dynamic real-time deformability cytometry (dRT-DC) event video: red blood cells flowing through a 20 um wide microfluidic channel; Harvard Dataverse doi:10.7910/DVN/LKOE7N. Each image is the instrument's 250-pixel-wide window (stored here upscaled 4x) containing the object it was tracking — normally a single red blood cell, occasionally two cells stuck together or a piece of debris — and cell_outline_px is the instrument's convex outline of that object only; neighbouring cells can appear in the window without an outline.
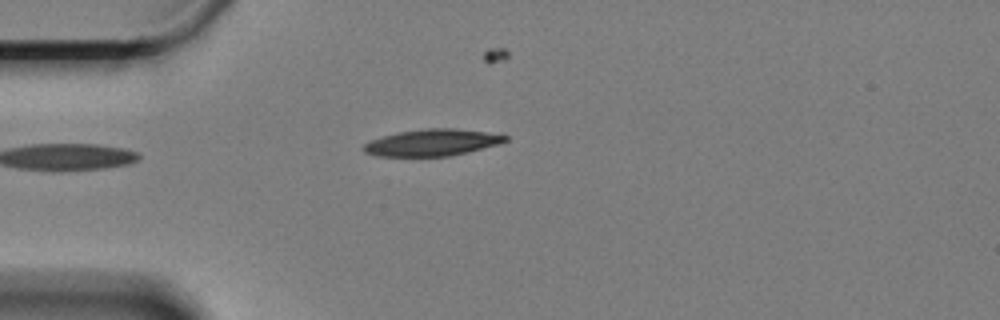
{"species": "Egyptian fruit bat (a non-hibernating species)", "species_latin": "Rousettus aegyptiacus", "temperature_condition": "cold", "stored_images_in_passage": 7, "camera_frame_rate_fps": 3000, "um_per_image_px": 0.085, "animal": {"sex": "female"}, "frame": {"image": 1, "passage_image": 1, "time_ms": 0.0, "image_size_px": [1000, 320], "cell_outline_px": [[508, 140], [496, 144], [448, 156], [376, 156], [364, 152], [364, 144], [372, 140], [384, 136], [400, 132], [424, 128], [456, 128], [484, 132], [508, 136]], "centroid_in_image_um": [36.69, 12.11], "position_along_channel_um": 48.3, "area_um2": 21.5}}
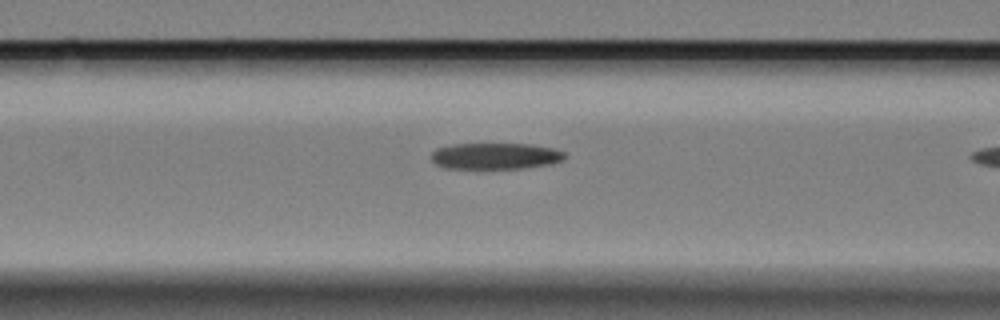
{"frame": {"image": 2, "passage_image": 5, "time_ms": 1.333, "image_size_px": [1000, 320], "cell_outline_px": [[568, 156], [564, 160], [552, 164], [520, 168], [444, 168], [436, 164], [432, 160], [432, 152], [436, 148], [452, 144], [532, 144], [552, 148], [564, 152]], "centroid_in_image_um": [42.14, 13.26], "position_along_channel_um": 124.5, "area_um2": 20.52}}